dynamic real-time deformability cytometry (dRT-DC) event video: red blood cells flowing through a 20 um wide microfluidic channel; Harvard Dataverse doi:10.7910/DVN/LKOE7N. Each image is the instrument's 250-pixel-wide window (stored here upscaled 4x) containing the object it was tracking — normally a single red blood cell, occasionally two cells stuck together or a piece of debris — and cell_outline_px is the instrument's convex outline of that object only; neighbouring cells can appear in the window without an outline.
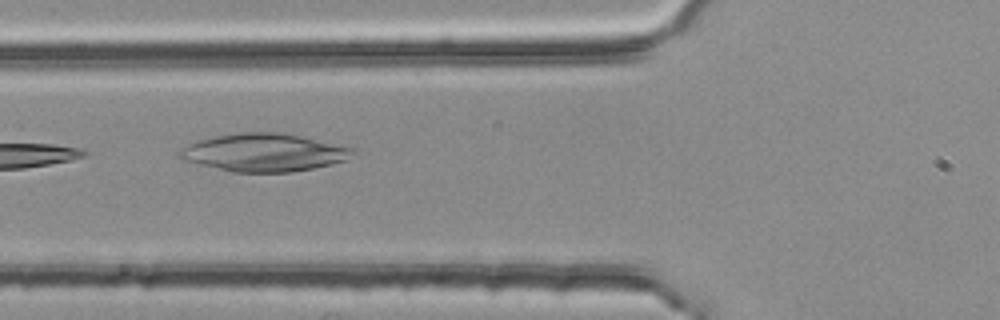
{"species": "common noctule bat (a hibernating species)", "species_latin": "Nyctalus noctula", "temperature_condition": "room temperature", "stored_images_in_passage": 6, "camera_frame_rate_fps": 3000, "um_per_image_px": 0.085, "animal": {"sex": "female", "body_mass_g": 25.1}, "frame": {"image": 1, "passage_image": 5, "time_ms": 1.333, "image_size_px": [1000, 320], "cell_outline_px": [[360, 148], [348, 160], [332, 164], [292, 172], [232, 172], [180, 160], [176, 152], [200, 140], [216, 136], [240, 132], [284, 132], [304, 136]], "centroid_in_image_um": [22.54, 12.96], "position_along_channel_um": 103.3, "area_um2": 38.78}}
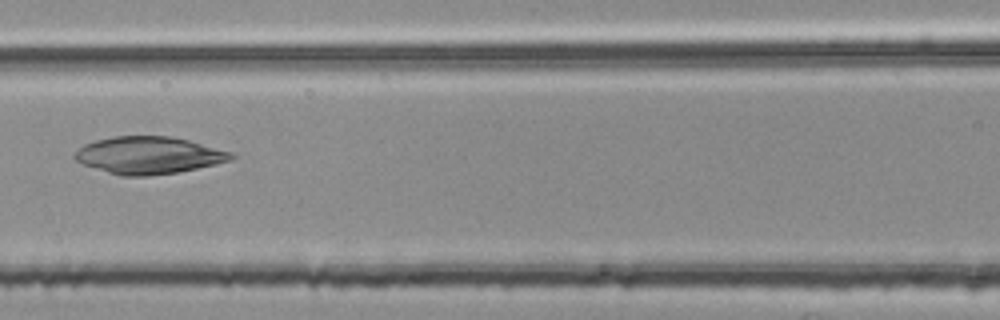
{"frame": {"image": 2, "passage_image": 6, "time_ms": 1.667, "image_size_px": [1000, 320], "cell_outline_px": [[236, 156], [232, 160], [216, 164], [180, 172], [148, 176], [120, 176], [84, 164], [76, 160], [72, 156], [84, 144], [96, 140], [112, 136], [172, 136], [188, 140], [232, 152]], "centroid_in_image_um": [12.67, 13.2], "position_along_channel_um": 153.9, "area_um2": 33.93}}